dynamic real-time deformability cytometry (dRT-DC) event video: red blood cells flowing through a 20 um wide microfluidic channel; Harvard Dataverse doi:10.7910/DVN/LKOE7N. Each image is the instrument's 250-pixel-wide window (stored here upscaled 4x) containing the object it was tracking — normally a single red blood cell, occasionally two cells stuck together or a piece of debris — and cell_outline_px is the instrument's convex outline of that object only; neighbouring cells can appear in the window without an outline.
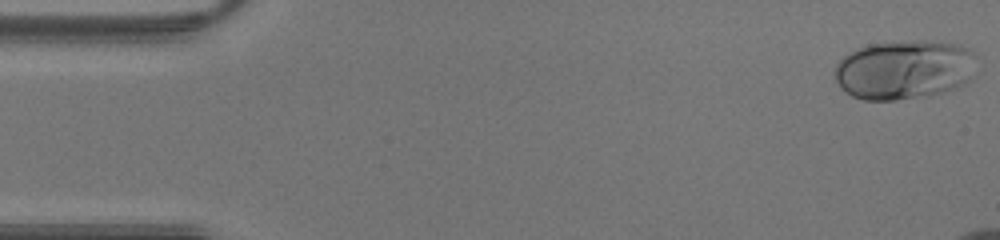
{"species": "human", "species_latin": "Homo sapiens", "temperature_condition": "warm", "stored_images_in_passage": 7, "camera_frame_rate_fps": 3000, "um_per_image_px": 0.085, "donor": {"sex": "male"}, "frame": {"image": 1, "passage_image": 1, "time_ms": 0.0, "image_size_px": [1000, 240], "cell_outline_px": [[976, 56], [968, 80], [952, 88], [928, 96], [896, 100], [864, 100], [852, 96], [840, 88], [832, 72], [836, 64], [848, 52], [856, 48], [868, 44], [916, 40], [920, 40], [960, 44], [968, 48]], "centroid_in_image_um": [76.78, 5.91], "position_along_channel_um": 8.2, "area_um2": 49.07}}